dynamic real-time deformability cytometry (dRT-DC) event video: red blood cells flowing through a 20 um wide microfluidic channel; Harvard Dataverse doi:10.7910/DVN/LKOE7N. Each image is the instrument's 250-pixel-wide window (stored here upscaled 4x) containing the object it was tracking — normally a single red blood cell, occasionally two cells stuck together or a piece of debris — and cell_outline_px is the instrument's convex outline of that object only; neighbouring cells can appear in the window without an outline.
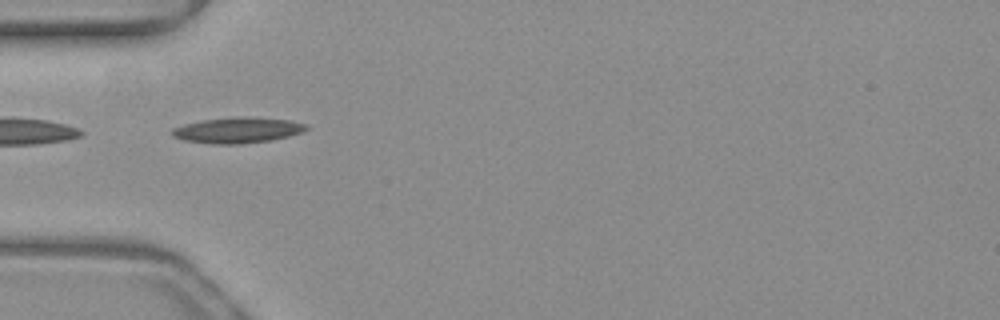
{"species": "common noctule bat (a hibernating species)", "species_latin": "Nyctalus noctula", "temperature_condition": "warm", "stored_images_in_passage": 36, "camera_frame_rate_fps": 3000, "um_per_image_px": 0.085, "animal": {"sex": "female", "body_mass_g": 19.3, "forearm_length_mm": 54.1}, "frame": {"image": 1, "passage_image": 1, "time_ms": 0.0, "image_size_px": [1000, 320], "cell_outline_px": [[308, 128], [304, 132], [272, 140], [240, 144], [212, 144], [184, 140], [172, 136], [172, 128], [184, 124], [204, 120], [236, 116], [244, 116], [288, 120], [308, 124]], "centroid_in_image_um": [20.21, 11.06], "position_along_channel_um": 64.8, "area_um2": 20.17}, "authors_computed_cell_mechanics": {"area_um2": 17.9469, "velocity_mm_per_s": 4.0093, "shape_relaxation_time_tau1_ms": 8.9877, "shape_relaxation_time_tau2_ms": null, "deformation_change_tau1": 0.1744, "deformation_change_tau2": null}}